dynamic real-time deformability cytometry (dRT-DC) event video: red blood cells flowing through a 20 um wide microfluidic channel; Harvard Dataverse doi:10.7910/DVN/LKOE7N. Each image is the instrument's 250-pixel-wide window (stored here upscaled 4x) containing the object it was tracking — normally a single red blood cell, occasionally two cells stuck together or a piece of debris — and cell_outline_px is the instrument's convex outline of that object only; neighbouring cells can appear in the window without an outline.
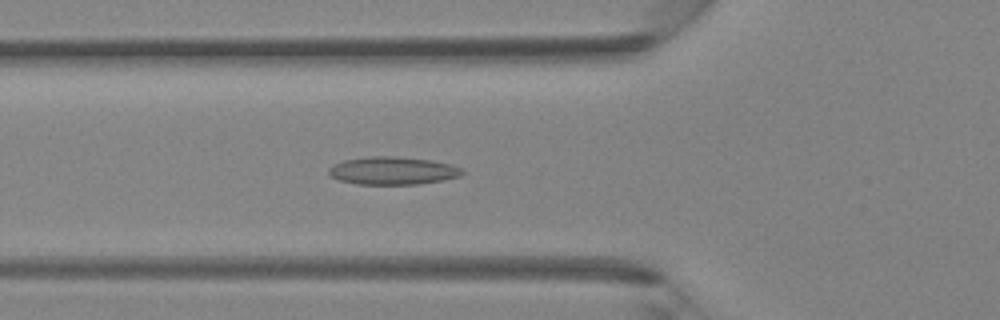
{"species": "Egyptian fruit bat (a non-hibernating species)", "species_latin": "Rousettus aegyptiacus", "temperature_condition": "room temperature", "stored_images_in_passage": 37, "camera_frame_rate_fps": 3000, "um_per_image_px": 0.085, "animal": {"sex": "female"}, "frame": {"image": 1, "passage_image": 10, "time_ms": 3.0, "image_size_px": [1000, 320], "cell_outline_px": [[464, 172], [460, 176], [420, 184], [356, 184], [340, 180], [332, 176], [328, 172], [328, 168], [332, 164], [344, 160], [368, 156], [396, 156], [432, 160], [452, 164], [460, 168]], "centroid_in_image_um": [33.36, 14.5], "position_along_channel_um": 92.4, "area_um2": 21.68}}
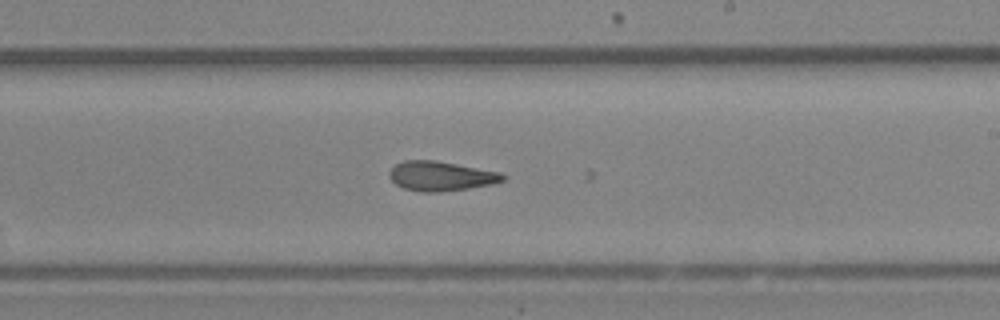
{"frame": {"image": 2, "passage_image": 20, "time_ms": 6.333, "image_size_px": [1000, 320], "cell_outline_px": [[508, 176], [504, 180], [492, 184], [468, 188], [440, 192], [424, 192], [404, 188], [396, 184], [388, 176], [388, 172], [396, 164], [404, 160], [436, 160], [500, 172]], "centroid_in_image_um": [37.48, 14.96], "position_along_channel_um": 251.5, "area_um2": 19.54}}
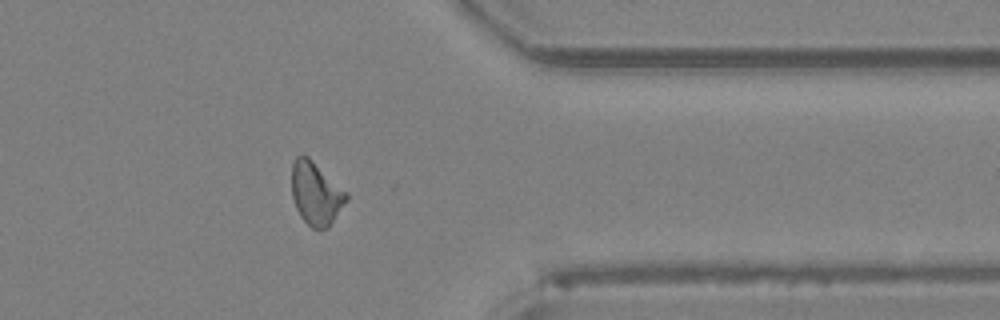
{"frame": {"image": 3, "passage_image": 29, "time_ms": 9.333, "image_size_px": [1000, 320], "cell_outline_px": [[348, 200], [328, 228], [312, 228], [300, 216], [296, 208], [292, 196], [292, 164], [296, 156], [308, 156], [348, 192]], "centroid_in_image_um": [26.87, 16.44], "position_along_channel_um": 384.5, "area_um2": 20.06}}